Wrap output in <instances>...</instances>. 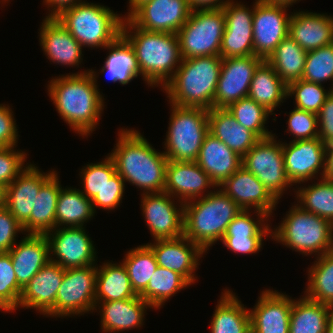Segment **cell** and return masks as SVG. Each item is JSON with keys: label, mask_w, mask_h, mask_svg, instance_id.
Segmentation results:
<instances>
[{"label": "cell", "mask_w": 333, "mask_h": 333, "mask_svg": "<svg viewBox=\"0 0 333 333\" xmlns=\"http://www.w3.org/2000/svg\"><path fill=\"white\" fill-rule=\"evenodd\" d=\"M97 71H84L52 77L48 95L60 117L82 138L90 136L99 126L105 107L97 85Z\"/></svg>", "instance_id": "6da1fadb"}, {"label": "cell", "mask_w": 333, "mask_h": 333, "mask_svg": "<svg viewBox=\"0 0 333 333\" xmlns=\"http://www.w3.org/2000/svg\"><path fill=\"white\" fill-rule=\"evenodd\" d=\"M113 150L108 155L113 159L116 172L143 191L142 194L164 192L167 157L156 151L150 142L137 130L121 128Z\"/></svg>", "instance_id": "7a4b0ae2"}, {"label": "cell", "mask_w": 333, "mask_h": 333, "mask_svg": "<svg viewBox=\"0 0 333 333\" xmlns=\"http://www.w3.org/2000/svg\"><path fill=\"white\" fill-rule=\"evenodd\" d=\"M121 35L133 47L140 77L151 87L164 85L181 64L176 33L147 31L123 20Z\"/></svg>", "instance_id": "3957f363"}, {"label": "cell", "mask_w": 333, "mask_h": 333, "mask_svg": "<svg viewBox=\"0 0 333 333\" xmlns=\"http://www.w3.org/2000/svg\"><path fill=\"white\" fill-rule=\"evenodd\" d=\"M222 59L220 55L182 59L174 76L162 88L169 103L212 109Z\"/></svg>", "instance_id": "277c9868"}, {"label": "cell", "mask_w": 333, "mask_h": 333, "mask_svg": "<svg viewBox=\"0 0 333 333\" xmlns=\"http://www.w3.org/2000/svg\"><path fill=\"white\" fill-rule=\"evenodd\" d=\"M218 189L216 187L206 196L184 203L183 235L205 253L209 247L221 241L227 226L243 210L224 191Z\"/></svg>", "instance_id": "5b68a950"}, {"label": "cell", "mask_w": 333, "mask_h": 333, "mask_svg": "<svg viewBox=\"0 0 333 333\" xmlns=\"http://www.w3.org/2000/svg\"><path fill=\"white\" fill-rule=\"evenodd\" d=\"M281 223L271 230V238L302 255L317 257L333 249V224L294 204Z\"/></svg>", "instance_id": "8992f818"}, {"label": "cell", "mask_w": 333, "mask_h": 333, "mask_svg": "<svg viewBox=\"0 0 333 333\" xmlns=\"http://www.w3.org/2000/svg\"><path fill=\"white\" fill-rule=\"evenodd\" d=\"M122 17L108 6L84 0L56 18L83 48L105 49L121 35Z\"/></svg>", "instance_id": "52a82bcc"}, {"label": "cell", "mask_w": 333, "mask_h": 333, "mask_svg": "<svg viewBox=\"0 0 333 333\" xmlns=\"http://www.w3.org/2000/svg\"><path fill=\"white\" fill-rule=\"evenodd\" d=\"M171 115L163 153L168 160L196 161L209 133L208 110L170 104Z\"/></svg>", "instance_id": "ba28073f"}, {"label": "cell", "mask_w": 333, "mask_h": 333, "mask_svg": "<svg viewBox=\"0 0 333 333\" xmlns=\"http://www.w3.org/2000/svg\"><path fill=\"white\" fill-rule=\"evenodd\" d=\"M225 31L223 9L193 10L176 33L182 59L220 55Z\"/></svg>", "instance_id": "9c48e42d"}, {"label": "cell", "mask_w": 333, "mask_h": 333, "mask_svg": "<svg viewBox=\"0 0 333 333\" xmlns=\"http://www.w3.org/2000/svg\"><path fill=\"white\" fill-rule=\"evenodd\" d=\"M97 266L65 269L55 305L47 317H72L95 311Z\"/></svg>", "instance_id": "30bf717a"}, {"label": "cell", "mask_w": 333, "mask_h": 333, "mask_svg": "<svg viewBox=\"0 0 333 333\" xmlns=\"http://www.w3.org/2000/svg\"><path fill=\"white\" fill-rule=\"evenodd\" d=\"M260 139L242 157V166L252 172L279 201L283 193L294 186L284 167L282 141L277 136ZM278 141V142H277Z\"/></svg>", "instance_id": "8fae6325"}, {"label": "cell", "mask_w": 333, "mask_h": 333, "mask_svg": "<svg viewBox=\"0 0 333 333\" xmlns=\"http://www.w3.org/2000/svg\"><path fill=\"white\" fill-rule=\"evenodd\" d=\"M87 234L85 227H59L46 233L50 261L63 269L97 265L94 243Z\"/></svg>", "instance_id": "7c38bea8"}, {"label": "cell", "mask_w": 333, "mask_h": 333, "mask_svg": "<svg viewBox=\"0 0 333 333\" xmlns=\"http://www.w3.org/2000/svg\"><path fill=\"white\" fill-rule=\"evenodd\" d=\"M253 15L254 55L266 60L288 36L292 12L286 5L271 4L255 0Z\"/></svg>", "instance_id": "4fadbf2b"}, {"label": "cell", "mask_w": 333, "mask_h": 333, "mask_svg": "<svg viewBox=\"0 0 333 333\" xmlns=\"http://www.w3.org/2000/svg\"><path fill=\"white\" fill-rule=\"evenodd\" d=\"M141 196L142 215L154 240L174 239L183 236V202L179 200L175 202L176 198L166 192L141 194Z\"/></svg>", "instance_id": "5bb4252c"}, {"label": "cell", "mask_w": 333, "mask_h": 333, "mask_svg": "<svg viewBox=\"0 0 333 333\" xmlns=\"http://www.w3.org/2000/svg\"><path fill=\"white\" fill-rule=\"evenodd\" d=\"M282 151L286 174L293 185L303 184L319 177L324 178L326 144L319 137L282 142ZM318 174L321 176L318 177Z\"/></svg>", "instance_id": "9a60e30c"}, {"label": "cell", "mask_w": 333, "mask_h": 333, "mask_svg": "<svg viewBox=\"0 0 333 333\" xmlns=\"http://www.w3.org/2000/svg\"><path fill=\"white\" fill-rule=\"evenodd\" d=\"M262 61L255 55L223 58L213 108H228L234 102L248 97L254 72Z\"/></svg>", "instance_id": "2e32d148"}, {"label": "cell", "mask_w": 333, "mask_h": 333, "mask_svg": "<svg viewBox=\"0 0 333 333\" xmlns=\"http://www.w3.org/2000/svg\"><path fill=\"white\" fill-rule=\"evenodd\" d=\"M253 9L244 3L230 0L222 9L225 14L220 56L222 58L254 55L253 49Z\"/></svg>", "instance_id": "e0dca14e"}, {"label": "cell", "mask_w": 333, "mask_h": 333, "mask_svg": "<svg viewBox=\"0 0 333 333\" xmlns=\"http://www.w3.org/2000/svg\"><path fill=\"white\" fill-rule=\"evenodd\" d=\"M191 12L188 0H151L139 7L128 20L147 31L177 33Z\"/></svg>", "instance_id": "ac0fdd59"}, {"label": "cell", "mask_w": 333, "mask_h": 333, "mask_svg": "<svg viewBox=\"0 0 333 333\" xmlns=\"http://www.w3.org/2000/svg\"><path fill=\"white\" fill-rule=\"evenodd\" d=\"M218 187L243 210H257L269 215L270 219L279 202L257 176L244 166Z\"/></svg>", "instance_id": "d6986e66"}, {"label": "cell", "mask_w": 333, "mask_h": 333, "mask_svg": "<svg viewBox=\"0 0 333 333\" xmlns=\"http://www.w3.org/2000/svg\"><path fill=\"white\" fill-rule=\"evenodd\" d=\"M153 241L154 243L147 245L154 252L158 266L177 272L191 285L195 284L199 260L205 252L184 235L174 239Z\"/></svg>", "instance_id": "ffe728a7"}, {"label": "cell", "mask_w": 333, "mask_h": 333, "mask_svg": "<svg viewBox=\"0 0 333 333\" xmlns=\"http://www.w3.org/2000/svg\"><path fill=\"white\" fill-rule=\"evenodd\" d=\"M211 187L215 189L217 186L195 161L168 160L164 192L176 200L186 203L204 197L213 191L208 190Z\"/></svg>", "instance_id": "44dd1931"}, {"label": "cell", "mask_w": 333, "mask_h": 333, "mask_svg": "<svg viewBox=\"0 0 333 333\" xmlns=\"http://www.w3.org/2000/svg\"><path fill=\"white\" fill-rule=\"evenodd\" d=\"M293 298L277 290L261 291L250 313L251 333H289Z\"/></svg>", "instance_id": "7402d4cb"}, {"label": "cell", "mask_w": 333, "mask_h": 333, "mask_svg": "<svg viewBox=\"0 0 333 333\" xmlns=\"http://www.w3.org/2000/svg\"><path fill=\"white\" fill-rule=\"evenodd\" d=\"M50 170L41 172L33 163L30 164L7 185L5 207L23 226L30 218L32 208L41 186L55 173Z\"/></svg>", "instance_id": "603a6c76"}, {"label": "cell", "mask_w": 333, "mask_h": 333, "mask_svg": "<svg viewBox=\"0 0 333 333\" xmlns=\"http://www.w3.org/2000/svg\"><path fill=\"white\" fill-rule=\"evenodd\" d=\"M39 29L42 51L50 62L61 66L79 67L83 61V47L57 18H44Z\"/></svg>", "instance_id": "cb8c5ba5"}, {"label": "cell", "mask_w": 333, "mask_h": 333, "mask_svg": "<svg viewBox=\"0 0 333 333\" xmlns=\"http://www.w3.org/2000/svg\"><path fill=\"white\" fill-rule=\"evenodd\" d=\"M64 271L59 264L49 261L22 290L18 308H32L45 315L55 305Z\"/></svg>", "instance_id": "d4e9b609"}, {"label": "cell", "mask_w": 333, "mask_h": 333, "mask_svg": "<svg viewBox=\"0 0 333 333\" xmlns=\"http://www.w3.org/2000/svg\"><path fill=\"white\" fill-rule=\"evenodd\" d=\"M288 35L306 52L333 43V16L324 13L292 12Z\"/></svg>", "instance_id": "484cf974"}, {"label": "cell", "mask_w": 333, "mask_h": 333, "mask_svg": "<svg viewBox=\"0 0 333 333\" xmlns=\"http://www.w3.org/2000/svg\"><path fill=\"white\" fill-rule=\"evenodd\" d=\"M9 251L19 287L23 290L36 273L50 261L45 234H25Z\"/></svg>", "instance_id": "4316f807"}, {"label": "cell", "mask_w": 333, "mask_h": 333, "mask_svg": "<svg viewBox=\"0 0 333 333\" xmlns=\"http://www.w3.org/2000/svg\"><path fill=\"white\" fill-rule=\"evenodd\" d=\"M101 329L105 333L133 330L144 325L147 308L153 307L139 295L127 300L96 301Z\"/></svg>", "instance_id": "83f0119b"}, {"label": "cell", "mask_w": 333, "mask_h": 333, "mask_svg": "<svg viewBox=\"0 0 333 333\" xmlns=\"http://www.w3.org/2000/svg\"><path fill=\"white\" fill-rule=\"evenodd\" d=\"M195 162L218 187L242 166V157L208 133Z\"/></svg>", "instance_id": "f1b7e54d"}, {"label": "cell", "mask_w": 333, "mask_h": 333, "mask_svg": "<svg viewBox=\"0 0 333 333\" xmlns=\"http://www.w3.org/2000/svg\"><path fill=\"white\" fill-rule=\"evenodd\" d=\"M208 125L210 134L241 157L260 140L254 132L238 123L227 108L208 110Z\"/></svg>", "instance_id": "f546056e"}, {"label": "cell", "mask_w": 333, "mask_h": 333, "mask_svg": "<svg viewBox=\"0 0 333 333\" xmlns=\"http://www.w3.org/2000/svg\"><path fill=\"white\" fill-rule=\"evenodd\" d=\"M235 294L227 288L221 293L210 322V333H251L249 309Z\"/></svg>", "instance_id": "4dcf8cb0"}, {"label": "cell", "mask_w": 333, "mask_h": 333, "mask_svg": "<svg viewBox=\"0 0 333 333\" xmlns=\"http://www.w3.org/2000/svg\"><path fill=\"white\" fill-rule=\"evenodd\" d=\"M61 182L56 171L42 186L29 220L22 226L25 234H46L55 229V213Z\"/></svg>", "instance_id": "1f68e13d"}, {"label": "cell", "mask_w": 333, "mask_h": 333, "mask_svg": "<svg viewBox=\"0 0 333 333\" xmlns=\"http://www.w3.org/2000/svg\"><path fill=\"white\" fill-rule=\"evenodd\" d=\"M248 97L273 111L287 98V84L278 76L273 67L263 60L256 68L250 83Z\"/></svg>", "instance_id": "d6a6232c"}, {"label": "cell", "mask_w": 333, "mask_h": 333, "mask_svg": "<svg viewBox=\"0 0 333 333\" xmlns=\"http://www.w3.org/2000/svg\"><path fill=\"white\" fill-rule=\"evenodd\" d=\"M106 49L109 52L100 73L106 74L110 81L127 85L140 76L135 51L122 35L109 44Z\"/></svg>", "instance_id": "836d02e7"}, {"label": "cell", "mask_w": 333, "mask_h": 333, "mask_svg": "<svg viewBox=\"0 0 333 333\" xmlns=\"http://www.w3.org/2000/svg\"><path fill=\"white\" fill-rule=\"evenodd\" d=\"M95 216L92 201L81 190L61 187L57 199L55 228L85 227V223Z\"/></svg>", "instance_id": "e575fe53"}, {"label": "cell", "mask_w": 333, "mask_h": 333, "mask_svg": "<svg viewBox=\"0 0 333 333\" xmlns=\"http://www.w3.org/2000/svg\"><path fill=\"white\" fill-rule=\"evenodd\" d=\"M333 308L302 295L293 299L289 333H325Z\"/></svg>", "instance_id": "d590c367"}, {"label": "cell", "mask_w": 333, "mask_h": 333, "mask_svg": "<svg viewBox=\"0 0 333 333\" xmlns=\"http://www.w3.org/2000/svg\"><path fill=\"white\" fill-rule=\"evenodd\" d=\"M136 296L122 262L97 265L95 301L127 300Z\"/></svg>", "instance_id": "8d00e7d4"}, {"label": "cell", "mask_w": 333, "mask_h": 333, "mask_svg": "<svg viewBox=\"0 0 333 333\" xmlns=\"http://www.w3.org/2000/svg\"><path fill=\"white\" fill-rule=\"evenodd\" d=\"M306 55L307 52L288 35L266 61L288 85L302 78Z\"/></svg>", "instance_id": "74e56055"}, {"label": "cell", "mask_w": 333, "mask_h": 333, "mask_svg": "<svg viewBox=\"0 0 333 333\" xmlns=\"http://www.w3.org/2000/svg\"><path fill=\"white\" fill-rule=\"evenodd\" d=\"M308 268V284L304 295L333 308V249L316 257Z\"/></svg>", "instance_id": "f35d334b"}, {"label": "cell", "mask_w": 333, "mask_h": 333, "mask_svg": "<svg viewBox=\"0 0 333 333\" xmlns=\"http://www.w3.org/2000/svg\"><path fill=\"white\" fill-rule=\"evenodd\" d=\"M190 285L179 273L158 266L146 289L139 296L157 310L177 292Z\"/></svg>", "instance_id": "ab89813d"}, {"label": "cell", "mask_w": 333, "mask_h": 333, "mask_svg": "<svg viewBox=\"0 0 333 333\" xmlns=\"http://www.w3.org/2000/svg\"><path fill=\"white\" fill-rule=\"evenodd\" d=\"M318 180L307 187L300 184V188L293 189L297 205L333 224V181L325 178Z\"/></svg>", "instance_id": "60d3db41"}, {"label": "cell", "mask_w": 333, "mask_h": 333, "mask_svg": "<svg viewBox=\"0 0 333 333\" xmlns=\"http://www.w3.org/2000/svg\"><path fill=\"white\" fill-rule=\"evenodd\" d=\"M122 261L125 266L132 289L140 295L158 267L152 249L146 244L130 249Z\"/></svg>", "instance_id": "b9f144b4"}, {"label": "cell", "mask_w": 333, "mask_h": 333, "mask_svg": "<svg viewBox=\"0 0 333 333\" xmlns=\"http://www.w3.org/2000/svg\"><path fill=\"white\" fill-rule=\"evenodd\" d=\"M227 110L238 123L254 132L260 139L274 135L265 126L269 116L273 114L253 99L242 98L231 104Z\"/></svg>", "instance_id": "7bdbcfd3"}, {"label": "cell", "mask_w": 333, "mask_h": 333, "mask_svg": "<svg viewBox=\"0 0 333 333\" xmlns=\"http://www.w3.org/2000/svg\"><path fill=\"white\" fill-rule=\"evenodd\" d=\"M323 84L307 82L302 79L287 85V98L293 97L295 108L318 114L332 89H324Z\"/></svg>", "instance_id": "ee69618b"}, {"label": "cell", "mask_w": 333, "mask_h": 333, "mask_svg": "<svg viewBox=\"0 0 333 333\" xmlns=\"http://www.w3.org/2000/svg\"><path fill=\"white\" fill-rule=\"evenodd\" d=\"M301 79L318 84L330 80L333 90V43L307 52Z\"/></svg>", "instance_id": "f6af8a7d"}, {"label": "cell", "mask_w": 333, "mask_h": 333, "mask_svg": "<svg viewBox=\"0 0 333 333\" xmlns=\"http://www.w3.org/2000/svg\"><path fill=\"white\" fill-rule=\"evenodd\" d=\"M241 210L227 226L224 236L271 237V226L268 224L269 215L253 210ZM252 216V217H251Z\"/></svg>", "instance_id": "bcb514c9"}, {"label": "cell", "mask_w": 333, "mask_h": 333, "mask_svg": "<svg viewBox=\"0 0 333 333\" xmlns=\"http://www.w3.org/2000/svg\"><path fill=\"white\" fill-rule=\"evenodd\" d=\"M21 294L9 252L0 253V310L16 311Z\"/></svg>", "instance_id": "7dc6e473"}, {"label": "cell", "mask_w": 333, "mask_h": 333, "mask_svg": "<svg viewBox=\"0 0 333 333\" xmlns=\"http://www.w3.org/2000/svg\"><path fill=\"white\" fill-rule=\"evenodd\" d=\"M80 170L83 186V189L80 190L87 198L92 200L116 173V166L113 159L108 155L102 161L87 164Z\"/></svg>", "instance_id": "c3c4849f"}, {"label": "cell", "mask_w": 333, "mask_h": 333, "mask_svg": "<svg viewBox=\"0 0 333 333\" xmlns=\"http://www.w3.org/2000/svg\"><path fill=\"white\" fill-rule=\"evenodd\" d=\"M287 119L286 130L293 135L292 141L318 138L317 114L294 108Z\"/></svg>", "instance_id": "681fc988"}, {"label": "cell", "mask_w": 333, "mask_h": 333, "mask_svg": "<svg viewBox=\"0 0 333 333\" xmlns=\"http://www.w3.org/2000/svg\"><path fill=\"white\" fill-rule=\"evenodd\" d=\"M13 147H0V182L9 185L28 165L25 151ZM25 165V166H24Z\"/></svg>", "instance_id": "f907efd6"}, {"label": "cell", "mask_w": 333, "mask_h": 333, "mask_svg": "<svg viewBox=\"0 0 333 333\" xmlns=\"http://www.w3.org/2000/svg\"><path fill=\"white\" fill-rule=\"evenodd\" d=\"M125 181L116 172L106 183L105 187L91 201L93 209L114 210L120 207L125 191Z\"/></svg>", "instance_id": "816d5d0a"}, {"label": "cell", "mask_w": 333, "mask_h": 333, "mask_svg": "<svg viewBox=\"0 0 333 333\" xmlns=\"http://www.w3.org/2000/svg\"><path fill=\"white\" fill-rule=\"evenodd\" d=\"M18 233L25 234L22 225L5 206L0 207V253L9 252L15 246Z\"/></svg>", "instance_id": "f5cc1de1"}, {"label": "cell", "mask_w": 333, "mask_h": 333, "mask_svg": "<svg viewBox=\"0 0 333 333\" xmlns=\"http://www.w3.org/2000/svg\"><path fill=\"white\" fill-rule=\"evenodd\" d=\"M12 109L0 104V147H13L18 143V131Z\"/></svg>", "instance_id": "db71d44e"}, {"label": "cell", "mask_w": 333, "mask_h": 333, "mask_svg": "<svg viewBox=\"0 0 333 333\" xmlns=\"http://www.w3.org/2000/svg\"><path fill=\"white\" fill-rule=\"evenodd\" d=\"M265 237L223 236L221 242L234 253L256 254L262 248Z\"/></svg>", "instance_id": "11a10c76"}, {"label": "cell", "mask_w": 333, "mask_h": 333, "mask_svg": "<svg viewBox=\"0 0 333 333\" xmlns=\"http://www.w3.org/2000/svg\"><path fill=\"white\" fill-rule=\"evenodd\" d=\"M318 137L324 144L333 142V91L317 114Z\"/></svg>", "instance_id": "9f6ffc18"}, {"label": "cell", "mask_w": 333, "mask_h": 333, "mask_svg": "<svg viewBox=\"0 0 333 333\" xmlns=\"http://www.w3.org/2000/svg\"><path fill=\"white\" fill-rule=\"evenodd\" d=\"M82 2V0H43V5H46L49 13L45 18H56L64 10L72 8L74 5Z\"/></svg>", "instance_id": "6f0895ef"}, {"label": "cell", "mask_w": 333, "mask_h": 333, "mask_svg": "<svg viewBox=\"0 0 333 333\" xmlns=\"http://www.w3.org/2000/svg\"><path fill=\"white\" fill-rule=\"evenodd\" d=\"M230 0H188L190 9L205 10V9H220Z\"/></svg>", "instance_id": "680465c9"}, {"label": "cell", "mask_w": 333, "mask_h": 333, "mask_svg": "<svg viewBox=\"0 0 333 333\" xmlns=\"http://www.w3.org/2000/svg\"><path fill=\"white\" fill-rule=\"evenodd\" d=\"M324 178L333 181V142L326 145Z\"/></svg>", "instance_id": "91938a15"}, {"label": "cell", "mask_w": 333, "mask_h": 333, "mask_svg": "<svg viewBox=\"0 0 333 333\" xmlns=\"http://www.w3.org/2000/svg\"><path fill=\"white\" fill-rule=\"evenodd\" d=\"M128 1H129V9L127 12L128 14L127 15L125 14L124 17H122L123 20L128 19L139 7H141L142 5L151 0H128Z\"/></svg>", "instance_id": "94428289"}, {"label": "cell", "mask_w": 333, "mask_h": 333, "mask_svg": "<svg viewBox=\"0 0 333 333\" xmlns=\"http://www.w3.org/2000/svg\"><path fill=\"white\" fill-rule=\"evenodd\" d=\"M262 2H266V3H271V4H280V5H286V6H292L293 4H295L297 1H301V0H260Z\"/></svg>", "instance_id": "6125c7cd"}, {"label": "cell", "mask_w": 333, "mask_h": 333, "mask_svg": "<svg viewBox=\"0 0 333 333\" xmlns=\"http://www.w3.org/2000/svg\"><path fill=\"white\" fill-rule=\"evenodd\" d=\"M7 186L0 182V207L6 205Z\"/></svg>", "instance_id": "be15d7a7"}, {"label": "cell", "mask_w": 333, "mask_h": 333, "mask_svg": "<svg viewBox=\"0 0 333 333\" xmlns=\"http://www.w3.org/2000/svg\"><path fill=\"white\" fill-rule=\"evenodd\" d=\"M325 333H333V313L329 317V320L327 322L326 332Z\"/></svg>", "instance_id": "e7e4bbea"}, {"label": "cell", "mask_w": 333, "mask_h": 333, "mask_svg": "<svg viewBox=\"0 0 333 333\" xmlns=\"http://www.w3.org/2000/svg\"><path fill=\"white\" fill-rule=\"evenodd\" d=\"M9 1H10V0H1L0 3L2 2L1 4H5L6 2L9 3ZM3 2H4V3H3Z\"/></svg>", "instance_id": "03108f58"}]
</instances>
